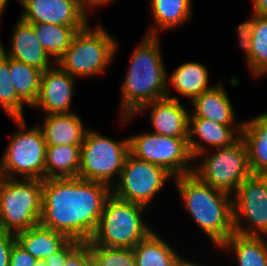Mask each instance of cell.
Returning <instances> with one entry per match:
<instances>
[{"mask_svg": "<svg viewBox=\"0 0 267 266\" xmlns=\"http://www.w3.org/2000/svg\"><path fill=\"white\" fill-rule=\"evenodd\" d=\"M79 30L57 64L72 77L100 76L118 53L119 43L99 23Z\"/></svg>", "mask_w": 267, "mask_h": 266, "instance_id": "cell-5", "label": "cell"}, {"mask_svg": "<svg viewBox=\"0 0 267 266\" xmlns=\"http://www.w3.org/2000/svg\"><path fill=\"white\" fill-rule=\"evenodd\" d=\"M241 131L242 125H223L205 118H188V145L195 162L210 146L214 150L233 145L241 138Z\"/></svg>", "mask_w": 267, "mask_h": 266, "instance_id": "cell-17", "label": "cell"}, {"mask_svg": "<svg viewBox=\"0 0 267 266\" xmlns=\"http://www.w3.org/2000/svg\"><path fill=\"white\" fill-rule=\"evenodd\" d=\"M233 222L235 233L267 237V175L252 174L239 185L233 195Z\"/></svg>", "mask_w": 267, "mask_h": 266, "instance_id": "cell-12", "label": "cell"}, {"mask_svg": "<svg viewBox=\"0 0 267 266\" xmlns=\"http://www.w3.org/2000/svg\"><path fill=\"white\" fill-rule=\"evenodd\" d=\"M147 207L117 198L111 194L103 208L90 245L134 248L154 230L144 220ZM143 217V218H142Z\"/></svg>", "mask_w": 267, "mask_h": 266, "instance_id": "cell-4", "label": "cell"}, {"mask_svg": "<svg viewBox=\"0 0 267 266\" xmlns=\"http://www.w3.org/2000/svg\"><path fill=\"white\" fill-rule=\"evenodd\" d=\"M193 0H150V9L155 23L146 35L159 36V30L176 29L193 17ZM192 16V17H191Z\"/></svg>", "mask_w": 267, "mask_h": 266, "instance_id": "cell-22", "label": "cell"}, {"mask_svg": "<svg viewBox=\"0 0 267 266\" xmlns=\"http://www.w3.org/2000/svg\"><path fill=\"white\" fill-rule=\"evenodd\" d=\"M238 44L244 51L247 68L255 78L267 74V16L252 13L236 27Z\"/></svg>", "mask_w": 267, "mask_h": 266, "instance_id": "cell-16", "label": "cell"}, {"mask_svg": "<svg viewBox=\"0 0 267 266\" xmlns=\"http://www.w3.org/2000/svg\"><path fill=\"white\" fill-rule=\"evenodd\" d=\"M175 251L155 230L133 248L136 266H175L182 257Z\"/></svg>", "mask_w": 267, "mask_h": 266, "instance_id": "cell-26", "label": "cell"}, {"mask_svg": "<svg viewBox=\"0 0 267 266\" xmlns=\"http://www.w3.org/2000/svg\"><path fill=\"white\" fill-rule=\"evenodd\" d=\"M130 154L165 168L174 177L194 172L195 160L188 138L163 136L150 131L129 137Z\"/></svg>", "mask_w": 267, "mask_h": 266, "instance_id": "cell-10", "label": "cell"}, {"mask_svg": "<svg viewBox=\"0 0 267 266\" xmlns=\"http://www.w3.org/2000/svg\"><path fill=\"white\" fill-rule=\"evenodd\" d=\"M170 178L175 177L165 168L129 154L111 191L119 199L147 207Z\"/></svg>", "mask_w": 267, "mask_h": 266, "instance_id": "cell-11", "label": "cell"}, {"mask_svg": "<svg viewBox=\"0 0 267 266\" xmlns=\"http://www.w3.org/2000/svg\"><path fill=\"white\" fill-rule=\"evenodd\" d=\"M42 189L41 179L0 177V230L16 234L38 225Z\"/></svg>", "mask_w": 267, "mask_h": 266, "instance_id": "cell-7", "label": "cell"}, {"mask_svg": "<svg viewBox=\"0 0 267 266\" xmlns=\"http://www.w3.org/2000/svg\"><path fill=\"white\" fill-rule=\"evenodd\" d=\"M0 18H1V16H0ZM0 22H1V21H0ZM4 47H5V46H3V44H2V42H1V40H0V56L3 55Z\"/></svg>", "mask_w": 267, "mask_h": 266, "instance_id": "cell-40", "label": "cell"}, {"mask_svg": "<svg viewBox=\"0 0 267 266\" xmlns=\"http://www.w3.org/2000/svg\"><path fill=\"white\" fill-rule=\"evenodd\" d=\"M183 206L194 222L219 248L235 231L233 196L214 189L194 173L173 179Z\"/></svg>", "mask_w": 267, "mask_h": 266, "instance_id": "cell-3", "label": "cell"}, {"mask_svg": "<svg viewBox=\"0 0 267 266\" xmlns=\"http://www.w3.org/2000/svg\"><path fill=\"white\" fill-rule=\"evenodd\" d=\"M176 96L154 100L143 105L134 115L119 116L122 122L133 120L140 113L149 111L153 130L151 132L177 138H188V117L190 111L184 107ZM151 110V111H150Z\"/></svg>", "mask_w": 267, "mask_h": 266, "instance_id": "cell-14", "label": "cell"}, {"mask_svg": "<svg viewBox=\"0 0 267 266\" xmlns=\"http://www.w3.org/2000/svg\"><path fill=\"white\" fill-rule=\"evenodd\" d=\"M9 68L17 95L32 108L39 95L42 71L10 57Z\"/></svg>", "mask_w": 267, "mask_h": 266, "instance_id": "cell-29", "label": "cell"}, {"mask_svg": "<svg viewBox=\"0 0 267 266\" xmlns=\"http://www.w3.org/2000/svg\"><path fill=\"white\" fill-rule=\"evenodd\" d=\"M18 127L0 159V177L45 179L46 142L38 124L27 128L25 118H12Z\"/></svg>", "mask_w": 267, "mask_h": 266, "instance_id": "cell-6", "label": "cell"}, {"mask_svg": "<svg viewBox=\"0 0 267 266\" xmlns=\"http://www.w3.org/2000/svg\"><path fill=\"white\" fill-rule=\"evenodd\" d=\"M63 266H93L89 242H80L67 256Z\"/></svg>", "mask_w": 267, "mask_h": 266, "instance_id": "cell-32", "label": "cell"}, {"mask_svg": "<svg viewBox=\"0 0 267 266\" xmlns=\"http://www.w3.org/2000/svg\"><path fill=\"white\" fill-rule=\"evenodd\" d=\"M35 266H48L44 260H38Z\"/></svg>", "mask_w": 267, "mask_h": 266, "instance_id": "cell-39", "label": "cell"}, {"mask_svg": "<svg viewBox=\"0 0 267 266\" xmlns=\"http://www.w3.org/2000/svg\"><path fill=\"white\" fill-rule=\"evenodd\" d=\"M175 266H205L203 264L194 263L193 261H190L184 257H181V259L176 263Z\"/></svg>", "mask_w": 267, "mask_h": 266, "instance_id": "cell-37", "label": "cell"}, {"mask_svg": "<svg viewBox=\"0 0 267 266\" xmlns=\"http://www.w3.org/2000/svg\"><path fill=\"white\" fill-rule=\"evenodd\" d=\"M37 260L17 242L12 246L9 266H35Z\"/></svg>", "mask_w": 267, "mask_h": 266, "instance_id": "cell-34", "label": "cell"}, {"mask_svg": "<svg viewBox=\"0 0 267 266\" xmlns=\"http://www.w3.org/2000/svg\"><path fill=\"white\" fill-rule=\"evenodd\" d=\"M266 238L234 232L218 249L236 256L238 266H267Z\"/></svg>", "mask_w": 267, "mask_h": 266, "instance_id": "cell-25", "label": "cell"}, {"mask_svg": "<svg viewBox=\"0 0 267 266\" xmlns=\"http://www.w3.org/2000/svg\"><path fill=\"white\" fill-rule=\"evenodd\" d=\"M85 27L46 23L33 24V29L40 45L55 63L70 46L74 35Z\"/></svg>", "mask_w": 267, "mask_h": 266, "instance_id": "cell-28", "label": "cell"}, {"mask_svg": "<svg viewBox=\"0 0 267 266\" xmlns=\"http://www.w3.org/2000/svg\"><path fill=\"white\" fill-rule=\"evenodd\" d=\"M75 79L57 63L53 64L41 74L39 95L32 107L44 114L73 113Z\"/></svg>", "mask_w": 267, "mask_h": 266, "instance_id": "cell-15", "label": "cell"}, {"mask_svg": "<svg viewBox=\"0 0 267 266\" xmlns=\"http://www.w3.org/2000/svg\"><path fill=\"white\" fill-rule=\"evenodd\" d=\"M73 113L45 114L41 128L47 146H81L89 128ZM84 124V125H83Z\"/></svg>", "mask_w": 267, "mask_h": 266, "instance_id": "cell-20", "label": "cell"}, {"mask_svg": "<svg viewBox=\"0 0 267 266\" xmlns=\"http://www.w3.org/2000/svg\"><path fill=\"white\" fill-rule=\"evenodd\" d=\"M90 246L93 266H136L132 248Z\"/></svg>", "mask_w": 267, "mask_h": 266, "instance_id": "cell-31", "label": "cell"}, {"mask_svg": "<svg viewBox=\"0 0 267 266\" xmlns=\"http://www.w3.org/2000/svg\"><path fill=\"white\" fill-rule=\"evenodd\" d=\"M129 154V137L114 140L89 128L81 144L78 178L112 188L118 181Z\"/></svg>", "mask_w": 267, "mask_h": 266, "instance_id": "cell-8", "label": "cell"}, {"mask_svg": "<svg viewBox=\"0 0 267 266\" xmlns=\"http://www.w3.org/2000/svg\"><path fill=\"white\" fill-rule=\"evenodd\" d=\"M191 106L193 110L188 118H205L223 125H243L242 121L237 122L230 97L220 82L197 96Z\"/></svg>", "mask_w": 267, "mask_h": 266, "instance_id": "cell-19", "label": "cell"}, {"mask_svg": "<svg viewBox=\"0 0 267 266\" xmlns=\"http://www.w3.org/2000/svg\"><path fill=\"white\" fill-rule=\"evenodd\" d=\"M16 242L37 261L57 252L69 238L40 224L16 234Z\"/></svg>", "mask_w": 267, "mask_h": 266, "instance_id": "cell-23", "label": "cell"}, {"mask_svg": "<svg viewBox=\"0 0 267 266\" xmlns=\"http://www.w3.org/2000/svg\"><path fill=\"white\" fill-rule=\"evenodd\" d=\"M15 242V233L0 230V266H9L10 253Z\"/></svg>", "mask_w": 267, "mask_h": 266, "instance_id": "cell-33", "label": "cell"}, {"mask_svg": "<svg viewBox=\"0 0 267 266\" xmlns=\"http://www.w3.org/2000/svg\"><path fill=\"white\" fill-rule=\"evenodd\" d=\"M159 38L145 35L134 48L121 85V117L134 115L143 105L170 95Z\"/></svg>", "mask_w": 267, "mask_h": 266, "instance_id": "cell-2", "label": "cell"}, {"mask_svg": "<svg viewBox=\"0 0 267 266\" xmlns=\"http://www.w3.org/2000/svg\"><path fill=\"white\" fill-rule=\"evenodd\" d=\"M9 45V51H6L4 48V55L29 66H33L42 72L52 67V64H55L40 45L35 35L33 24L25 22L20 17L11 34Z\"/></svg>", "mask_w": 267, "mask_h": 266, "instance_id": "cell-18", "label": "cell"}, {"mask_svg": "<svg viewBox=\"0 0 267 266\" xmlns=\"http://www.w3.org/2000/svg\"><path fill=\"white\" fill-rule=\"evenodd\" d=\"M80 243V241L69 239L57 252L46 257L44 261L48 266H63L68 254Z\"/></svg>", "mask_w": 267, "mask_h": 266, "instance_id": "cell-35", "label": "cell"}, {"mask_svg": "<svg viewBox=\"0 0 267 266\" xmlns=\"http://www.w3.org/2000/svg\"><path fill=\"white\" fill-rule=\"evenodd\" d=\"M81 146L57 145L46 147L45 179L77 178Z\"/></svg>", "mask_w": 267, "mask_h": 266, "instance_id": "cell-27", "label": "cell"}, {"mask_svg": "<svg viewBox=\"0 0 267 266\" xmlns=\"http://www.w3.org/2000/svg\"><path fill=\"white\" fill-rule=\"evenodd\" d=\"M24 104L16 93L10 76L9 57L0 56V108L9 118H25Z\"/></svg>", "mask_w": 267, "mask_h": 266, "instance_id": "cell-30", "label": "cell"}, {"mask_svg": "<svg viewBox=\"0 0 267 266\" xmlns=\"http://www.w3.org/2000/svg\"><path fill=\"white\" fill-rule=\"evenodd\" d=\"M204 154L206 157L200 159ZM197 158L202 161L195 162L193 173L214 189L232 196L239 185L252 175L248 149L242 138L229 147L217 148L209 154L206 151Z\"/></svg>", "mask_w": 267, "mask_h": 266, "instance_id": "cell-9", "label": "cell"}, {"mask_svg": "<svg viewBox=\"0 0 267 266\" xmlns=\"http://www.w3.org/2000/svg\"><path fill=\"white\" fill-rule=\"evenodd\" d=\"M9 0H0V16L6 10V6L8 5Z\"/></svg>", "mask_w": 267, "mask_h": 266, "instance_id": "cell-38", "label": "cell"}, {"mask_svg": "<svg viewBox=\"0 0 267 266\" xmlns=\"http://www.w3.org/2000/svg\"><path fill=\"white\" fill-rule=\"evenodd\" d=\"M208 69L198 62H185L167 76V87L172 85L181 95L189 98L190 103L204 91L212 88L209 84Z\"/></svg>", "mask_w": 267, "mask_h": 266, "instance_id": "cell-24", "label": "cell"}, {"mask_svg": "<svg viewBox=\"0 0 267 266\" xmlns=\"http://www.w3.org/2000/svg\"><path fill=\"white\" fill-rule=\"evenodd\" d=\"M111 194L106 184L78 177L43 179L39 224L69 239L88 242Z\"/></svg>", "mask_w": 267, "mask_h": 266, "instance_id": "cell-1", "label": "cell"}, {"mask_svg": "<svg viewBox=\"0 0 267 266\" xmlns=\"http://www.w3.org/2000/svg\"><path fill=\"white\" fill-rule=\"evenodd\" d=\"M252 13L267 16V0H252Z\"/></svg>", "mask_w": 267, "mask_h": 266, "instance_id": "cell-36", "label": "cell"}, {"mask_svg": "<svg viewBox=\"0 0 267 266\" xmlns=\"http://www.w3.org/2000/svg\"><path fill=\"white\" fill-rule=\"evenodd\" d=\"M20 18L29 24L46 23L65 26H87L89 10L85 0H19Z\"/></svg>", "mask_w": 267, "mask_h": 266, "instance_id": "cell-13", "label": "cell"}, {"mask_svg": "<svg viewBox=\"0 0 267 266\" xmlns=\"http://www.w3.org/2000/svg\"><path fill=\"white\" fill-rule=\"evenodd\" d=\"M244 140L252 174L267 175V112L243 121Z\"/></svg>", "mask_w": 267, "mask_h": 266, "instance_id": "cell-21", "label": "cell"}]
</instances>
